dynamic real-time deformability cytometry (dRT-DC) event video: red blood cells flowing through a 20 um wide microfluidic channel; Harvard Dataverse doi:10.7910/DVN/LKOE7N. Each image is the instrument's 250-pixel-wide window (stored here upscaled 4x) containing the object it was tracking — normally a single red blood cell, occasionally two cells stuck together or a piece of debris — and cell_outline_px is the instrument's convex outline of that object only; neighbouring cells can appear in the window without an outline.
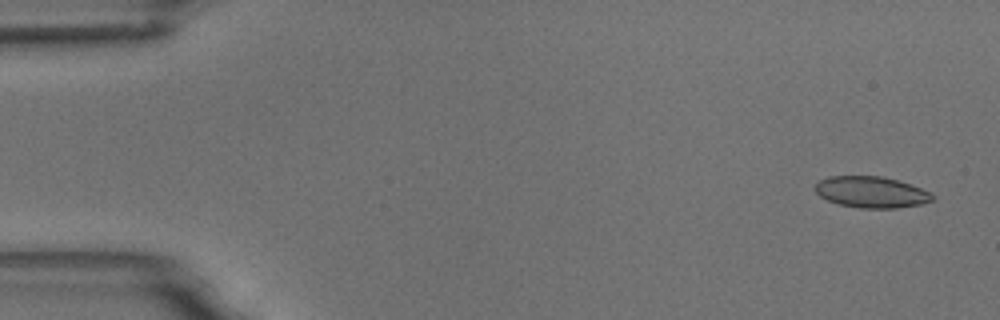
{"species": "common noctule bat (a hibernating species)", "species_latin": "Nyctalus noctula", "temperature_condition": "room temperature", "stored_images_in_passage": 7, "camera_frame_rate_fps": 3000, "um_per_image_px": 0.085, "animal": {"sex": "male", "body_mass_g": 18.8}, "frame": {"image": 1, "passage_image": 1, "time_ms": 0.0, "image_size_px": [1000, 320], "cell_outline_px": [[936, 196], [932, 200], [920, 204], [896, 208], [860, 208], [840, 204], [828, 200], [820, 196], [816, 192], [816, 184], [820, 180], [828, 176], [880, 176], [900, 180], [920, 188]], "centroid_in_image_um": [74.06, 16.32], "position_along_channel_um": 10.9, "area_um2": 21.21}}
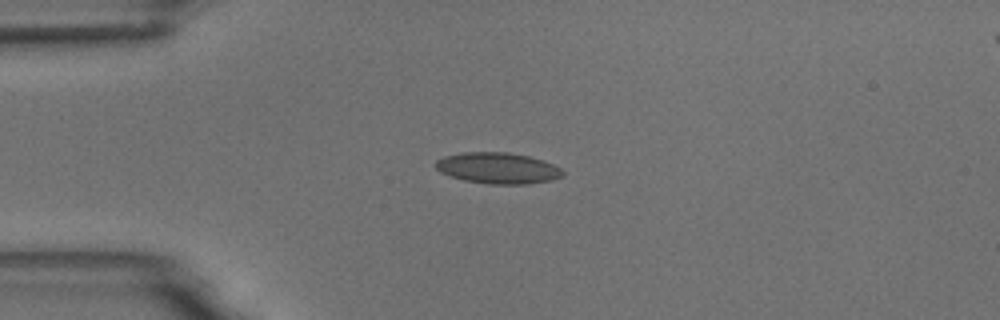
{"frame": {"image": 2, "passage_image": 4, "time_ms": 3.667, "image_size_px": [1000, 320], "cell_outline_px": [[564, 176], [548, 180], [528, 184], [492, 184], [464, 180], [440, 172], [436, 168], [436, 160], [444, 156], [464, 152], [508, 152], [528, 156], [544, 160], [560, 168], [564, 172]], "centroid_in_image_um": [42.32, 14.28], "position_along_channel_um": 42.7, "area_um2": 22.89}}